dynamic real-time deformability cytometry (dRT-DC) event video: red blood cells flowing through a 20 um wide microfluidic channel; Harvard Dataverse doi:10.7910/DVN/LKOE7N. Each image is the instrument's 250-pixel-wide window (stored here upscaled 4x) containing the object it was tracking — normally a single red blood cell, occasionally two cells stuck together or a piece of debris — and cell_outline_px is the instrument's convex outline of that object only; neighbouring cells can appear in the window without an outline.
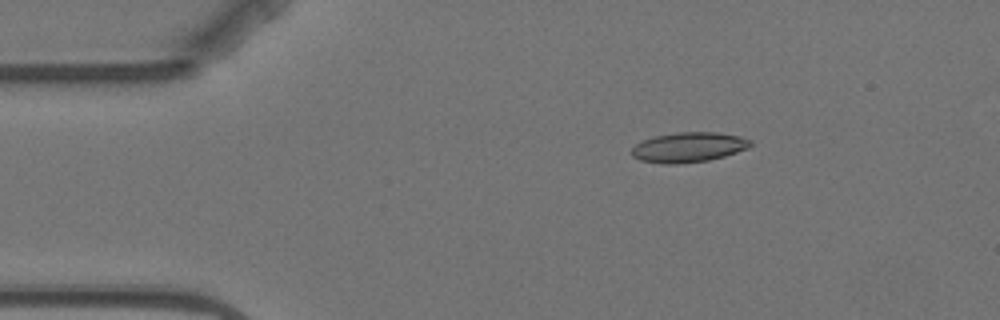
{"species": "Egyptian fruit bat (a non-hibernating species)", "species_latin": "Rousettus aegyptiacus", "temperature_condition": "warm", "stored_images_in_passage": 5, "camera_frame_rate_fps": 3000, "um_per_image_px": 0.085, "animal": {"sex": "female"}, "frame": {"image": 1, "passage_image": 3, "time_ms": 2.333, "image_size_px": [1000, 320], "cell_outline_px": [[752, 144], [748, 148], [724, 156], [708, 160], [676, 164], [664, 164], [640, 160], [632, 156], [632, 148], [636, 144], [644, 140], [656, 136], [680, 132], [716, 132], [740, 136], [752, 140]], "centroid_in_image_um": [58.55, 12.52], "position_along_channel_um": 26.5, "area_um2": 20.58}}
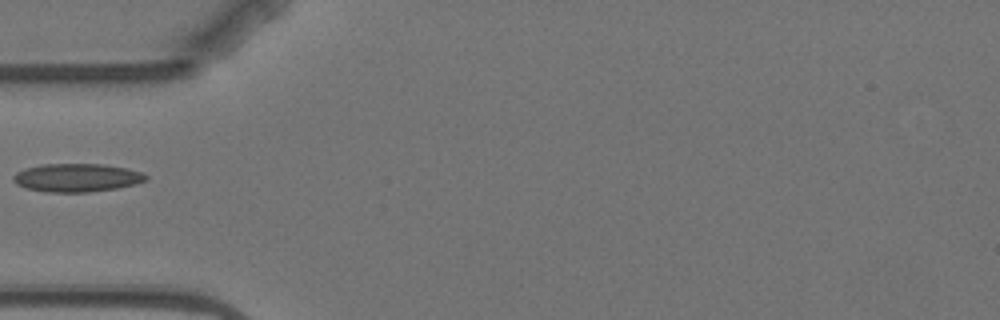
{"frame": {"image": 2, "passage_image": 5, "time_ms": 5.333, "image_size_px": [1000, 320], "cell_outline_px": [[148, 180], [136, 184], [116, 188], [88, 192], [48, 192], [28, 188], [16, 184], [12, 180], [12, 176], [16, 172], [24, 168], [44, 164], [104, 164], [128, 168], [144, 172], [148, 176]], "centroid_in_image_um": [6.56, 15.09], "position_along_channel_um": 78.4, "area_um2": 22.02}}